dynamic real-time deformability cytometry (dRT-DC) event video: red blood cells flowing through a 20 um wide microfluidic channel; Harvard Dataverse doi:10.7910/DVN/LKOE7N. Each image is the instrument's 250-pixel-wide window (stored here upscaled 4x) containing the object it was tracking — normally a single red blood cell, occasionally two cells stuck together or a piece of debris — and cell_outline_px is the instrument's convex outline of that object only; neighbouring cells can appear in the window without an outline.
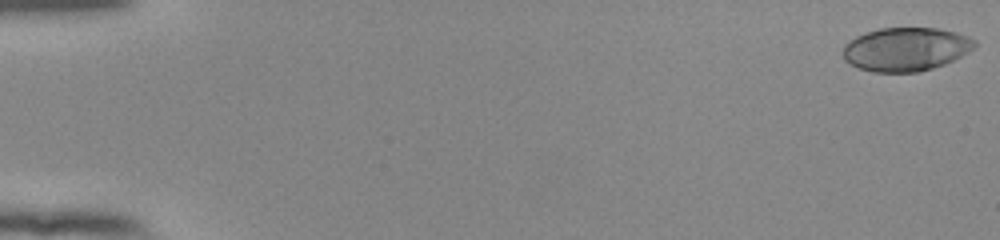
{"species": "human", "species_latin": "Homo sapiens", "temperature_condition": "room temperature", "stored_images_in_passage": 54, "camera_frame_rate_fps": 3000, "um_per_image_px": 0.085, "donor": {"sex": "female"}, "frame": {"image": 1, "passage_image": 1, "time_ms": 0.0, "image_size_px": [1000, 240], "cell_outline_px": [[976, 44], [968, 52], [944, 64], [932, 68], [916, 72], [872, 72], [860, 68], [844, 60], [844, 44], [848, 40], [856, 36], [880, 28], [936, 28], [956, 32], [968, 36], [976, 40]], "centroid_in_image_um": [76.99, 4.18], "position_along_channel_um": 8.0, "area_um2": 33.23}}
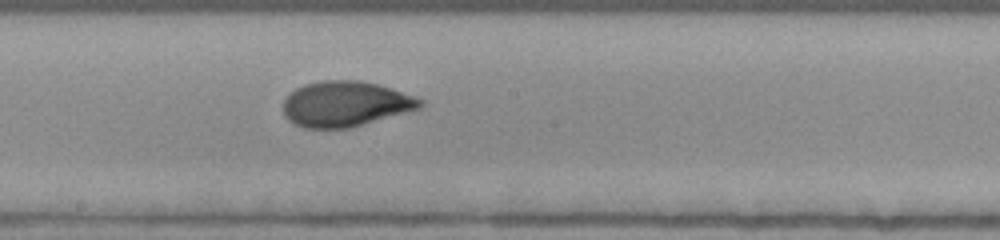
{"frame": {"image": 2, "passage_image": 31, "time_ms": 10.0, "image_size_px": [1000, 240], "cell_outline_px": [[424, 104], [420, 108], [348, 128], [304, 128], [288, 120], [284, 116], [284, 100], [296, 88], [304, 84], [320, 80], [360, 80], [392, 88], [424, 100]], "centroid_in_image_um": [29.35, 8.82], "position_along_channel_um": 218.9, "area_um2": 36.01}}
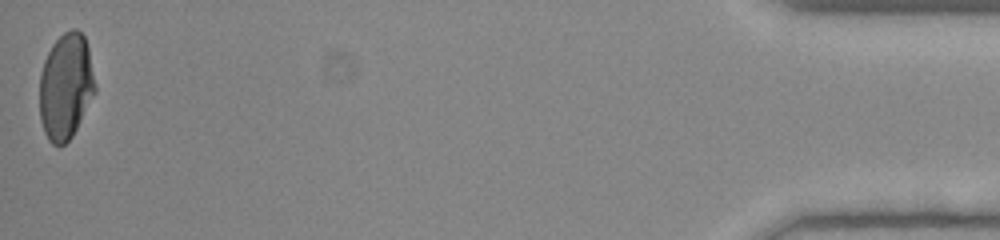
{"frame": {"image": 3, "passage_image": 54, "time_ms": 17.667, "image_size_px": [1000, 240], "cell_outline_px": [[96, 92], [72, 136], [60, 148], [52, 144], [48, 140], [44, 132], [40, 120], [40, 72], [44, 60], [52, 44], [64, 32], [72, 28], [76, 28], [84, 36], [88, 48], [96, 84]], "centroid_in_image_um": [5.59, 7.36], "position_along_channel_um": 429.6, "area_um2": 34.56}, "authors_computed_cell_mechanics": {"area_um2": 35.0846, "velocity_mm_per_s": 3.8859, "shape_relaxation_time_tau1_ms": 6.124, "shape_relaxation_time_tau2_ms": 0.8844, "deformation_change_tau1": 0.2094, "deformation_change_tau2": 0.0556}}